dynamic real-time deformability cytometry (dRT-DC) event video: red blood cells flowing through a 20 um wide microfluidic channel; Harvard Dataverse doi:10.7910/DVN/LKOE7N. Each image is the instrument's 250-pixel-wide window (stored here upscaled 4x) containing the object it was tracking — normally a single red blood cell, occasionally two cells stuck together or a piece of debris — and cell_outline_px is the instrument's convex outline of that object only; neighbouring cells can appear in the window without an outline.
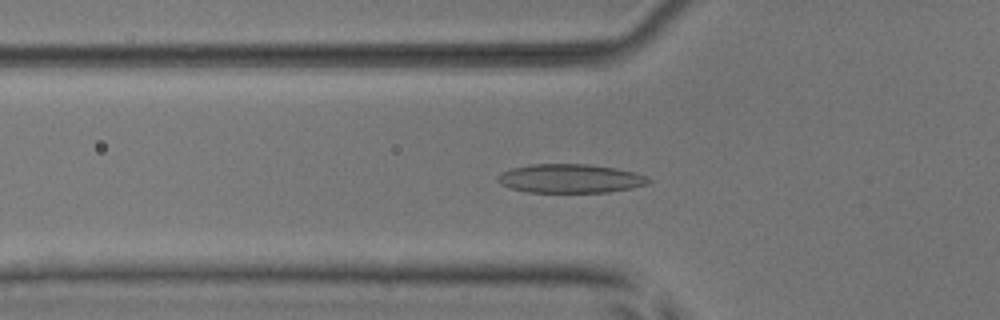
{"species": "common noctule bat (a hibernating species)", "species_latin": "Nyctalus noctula", "temperature_condition": "room temperature", "stored_images_in_passage": 42, "camera_frame_rate_fps": 3000, "um_per_image_px": 0.085, "animal": {"sex": "male", "body_mass_g": 17.9, "forearm_length_mm": 54.2}, "frame": {"image": 1, "passage_image": 19, "time_ms": 6.0, "image_size_px": [1000, 320], "cell_outline_px": [[652, 180], [648, 184], [632, 188], [608, 192], [528, 192], [512, 188], [500, 184], [496, 180], [496, 176], [500, 172], [512, 168], [532, 164], [588, 164], [616, 168], [632, 172], [644, 176]], "centroid_in_image_um": [48.44, 15.17], "position_along_channel_um": 77.4, "area_um2": 25.32}}
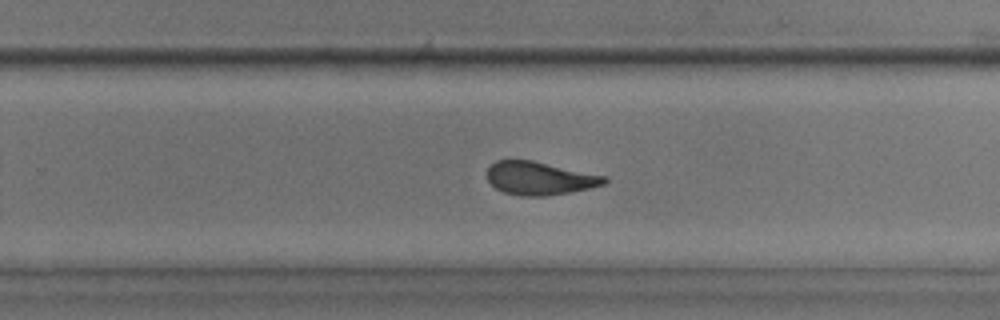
{"frame": {"image": 2, "passage_image": 35, "time_ms": 11.333, "image_size_px": [1000, 320], "cell_outline_px": [[608, 180], [604, 184], [572, 192], [544, 196], [520, 196], [504, 192], [496, 188], [488, 180], [488, 168], [496, 160], [532, 160], [604, 176]], "centroid_in_image_um": [45.84, 15.16], "position_along_channel_um": 284.0, "area_um2": 22.37}}
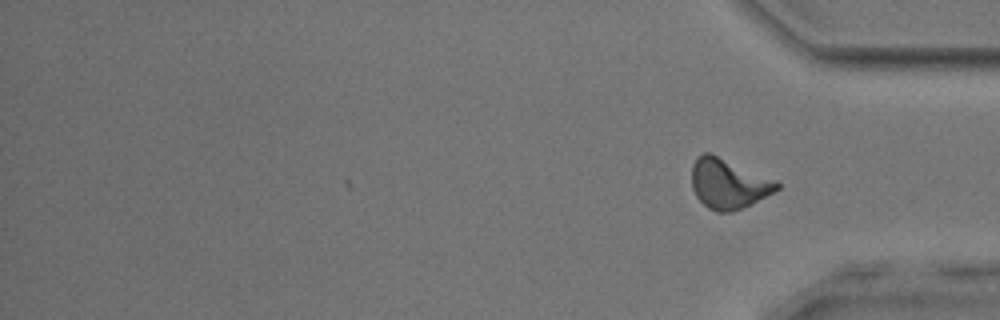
{"frame": {"image": 3, "passage_image": 42, "time_ms": 13.667, "image_size_px": [1000, 320], "cell_outline_px": [[780, 188], [744, 208], [732, 212], [716, 212], [708, 208], [696, 196], [692, 188], [692, 164], [696, 156], [704, 152], [712, 152], [776, 180], [780, 184]], "centroid_in_image_um": [61.89, 15.59], "position_along_channel_um": 373.3, "area_um2": 25.09}, "authors_computed_cell_mechanics": {"area_um2": 23.8714, "velocity_mm_per_s": 3.8816, "shape_relaxation_time_tau1_ms": 5.1431, "shape_relaxation_time_tau2_ms": 1.547, "deformation_change_tau1": 0.1717, "deformation_change_tau2": 0.0883}}